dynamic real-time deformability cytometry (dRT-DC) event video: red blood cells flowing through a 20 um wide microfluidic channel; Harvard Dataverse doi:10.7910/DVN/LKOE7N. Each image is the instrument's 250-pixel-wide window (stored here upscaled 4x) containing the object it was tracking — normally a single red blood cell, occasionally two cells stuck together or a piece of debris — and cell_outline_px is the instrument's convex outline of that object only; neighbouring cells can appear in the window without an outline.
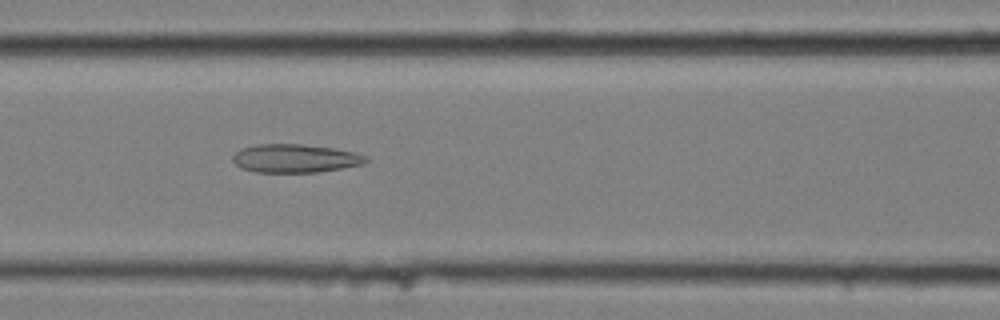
{"species": "common noctule bat (a hibernating species)", "species_latin": "Nyctalus noctula", "temperature_condition": "cold", "stored_images_in_passage": 8, "camera_frame_rate_fps": 3000, "um_per_image_px": 0.085, "animal": {"sex": "female", "body_mass_g": 25.1}, "frame": {"image": 1, "passage_image": 6, "time_ms": 1.667, "image_size_px": [1000, 320], "cell_outline_px": [[368, 160], [364, 164], [316, 172], [256, 172], [240, 168], [232, 160], [232, 156], [240, 148], [256, 144], [300, 144], [332, 148], [356, 152], [364, 156]], "centroid_in_image_um": [25.04, 13.46], "position_along_channel_um": 141.6, "area_um2": 21.96}}
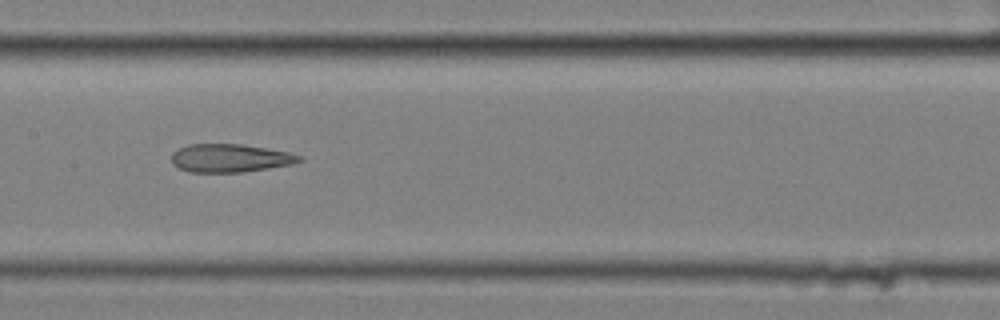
{"frame": {"image": 2, "passage_image": 7, "time_ms": 2.0, "image_size_px": [1000, 320], "cell_outline_px": [[304, 160], [292, 164], [244, 172], [188, 172], [172, 164], [172, 152], [188, 144], [240, 144], [268, 148], [288, 152], [304, 156]], "centroid_in_image_um": [19.58, 13.44], "position_along_channel_um": 187.8, "area_um2": 21.1}}
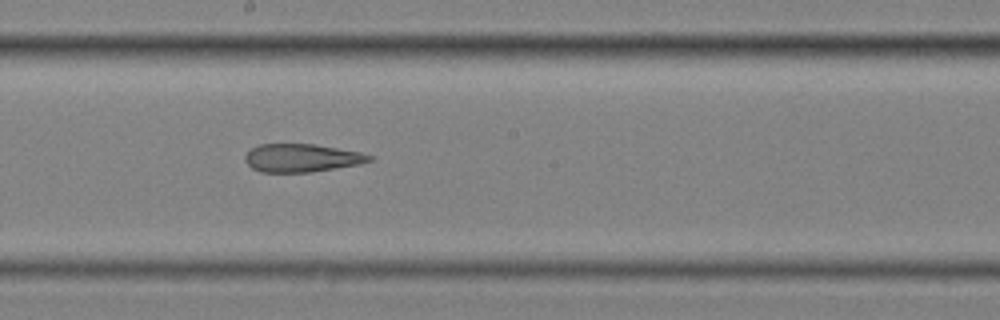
{"frame": {"image": 3, "passage_image": 8, "time_ms": 2.333, "image_size_px": [1000, 320], "cell_outline_px": [[372, 160], [360, 164], [308, 172], [260, 172], [252, 168], [244, 160], [244, 156], [252, 148], [260, 144], [316, 144], [360, 152], [372, 156]], "centroid_in_image_um": [25.62, 13.42], "position_along_channel_um": 222.6, "area_um2": 20.23}}